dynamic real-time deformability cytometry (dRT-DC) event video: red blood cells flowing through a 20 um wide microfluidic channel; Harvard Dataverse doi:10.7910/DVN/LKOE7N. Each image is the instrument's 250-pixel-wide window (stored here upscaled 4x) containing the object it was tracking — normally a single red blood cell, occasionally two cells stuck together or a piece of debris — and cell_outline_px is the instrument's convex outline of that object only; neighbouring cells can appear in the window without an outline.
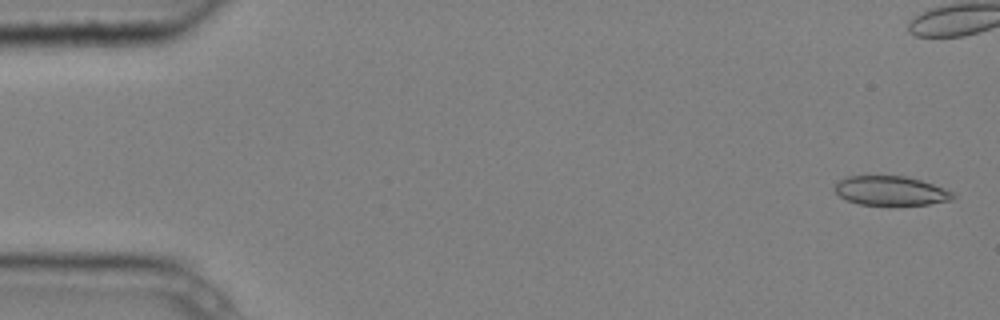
{"species": "common noctule bat (a hibernating species)", "species_latin": "Nyctalus noctula", "temperature_condition": "cold", "stored_images_in_passage": 6, "camera_frame_rate_fps": 3000, "um_per_image_px": 0.085, "animal": {"sex": "male", "body_mass_g": 20.4}, "frame": {"image": 1, "passage_image": 1, "time_ms": 0.0, "image_size_px": [1000, 320], "cell_outline_px": [[956, 196], [952, 200], [928, 204], [860, 204], [848, 200], [840, 196], [832, 188], [840, 180], [848, 176], [904, 176], [920, 180], [932, 184], [952, 192]], "centroid_in_image_um": [75.7, 16.21], "position_along_channel_um": 9.3, "area_um2": 19.77}}
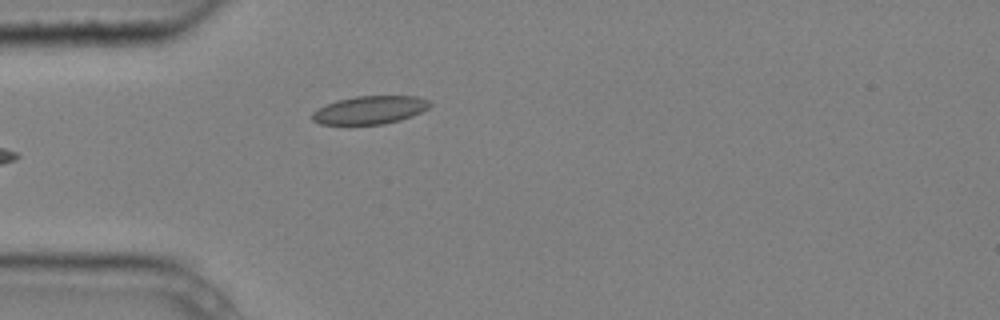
{"frame": {"image": 2, "passage_image": 6, "time_ms": 1.667, "image_size_px": [1000, 320], "cell_outline_px": [[432, 104], [428, 108], [412, 116], [400, 120], [384, 124], [320, 124], [312, 120], [312, 112], [336, 100], [356, 96], [416, 96], [428, 100]], "centroid_in_image_um": [31.45, 9.35], "position_along_channel_um": 53.5, "area_um2": 19.13}}